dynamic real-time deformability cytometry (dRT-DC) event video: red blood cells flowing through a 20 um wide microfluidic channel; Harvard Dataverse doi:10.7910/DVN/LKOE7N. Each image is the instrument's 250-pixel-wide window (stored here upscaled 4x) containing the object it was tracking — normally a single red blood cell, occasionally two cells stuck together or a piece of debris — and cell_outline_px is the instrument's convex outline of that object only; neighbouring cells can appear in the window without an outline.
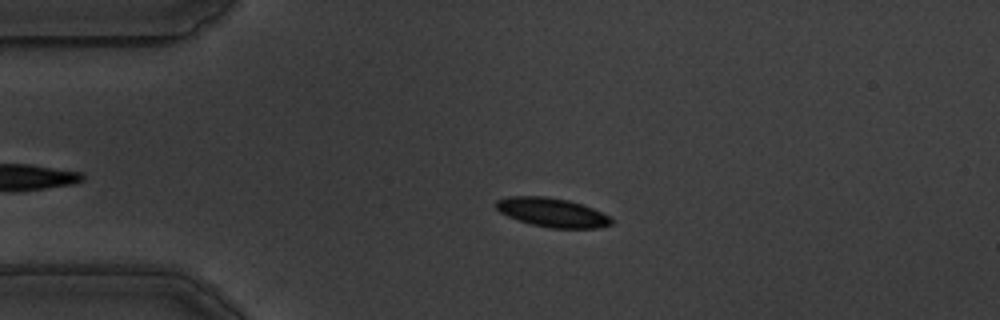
{"species": "common noctule bat (a hibernating species)", "species_latin": "Nyctalus noctula", "temperature_condition": "warm", "stored_images_in_passage": 52, "camera_frame_rate_fps": 3000, "um_per_image_px": 0.085, "animal": {"sex": "male", "body_mass_g": 19.5, "forearm_length_mm": 54.6}, "frame": {"image": 1, "passage_image": 13, "time_ms": 4.0, "image_size_px": [1000, 320], "cell_outline_px": [[612, 224], [596, 228], [552, 228], [532, 224], [516, 220], [500, 212], [496, 208], [496, 200], [508, 196], [544, 196], [568, 200], [584, 204], [608, 216], [612, 220]], "centroid_in_image_um": [46.9, 18.05], "position_along_channel_um": 38.1, "area_um2": 19.42}}
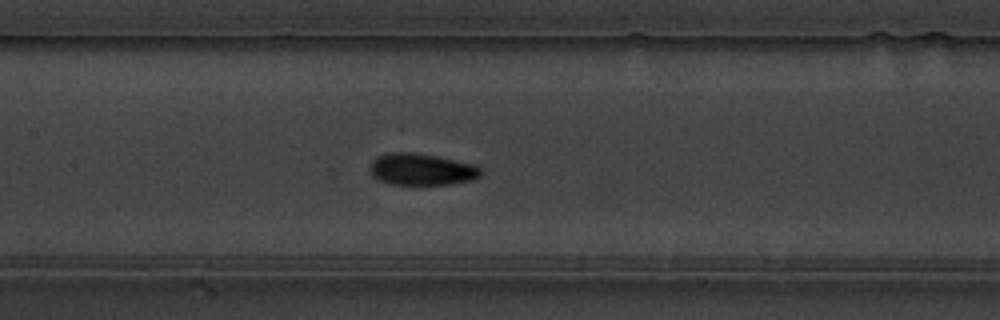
{"frame": {"image": 2, "passage_image": 27, "time_ms": 8.667, "image_size_px": [1000, 320], "cell_outline_px": [[484, 172], [480, 176], [472, 180], [452, 184], [392, 184], [376, 180], [372, 176], [372, 160], [376, 156], [388, 152], [412, 152], [436, 156], [476, 164]], "centroid_in_image_um": [35.86, 14.39], "position_along_channel_um": 171.5, "area_um2": 20.63}}
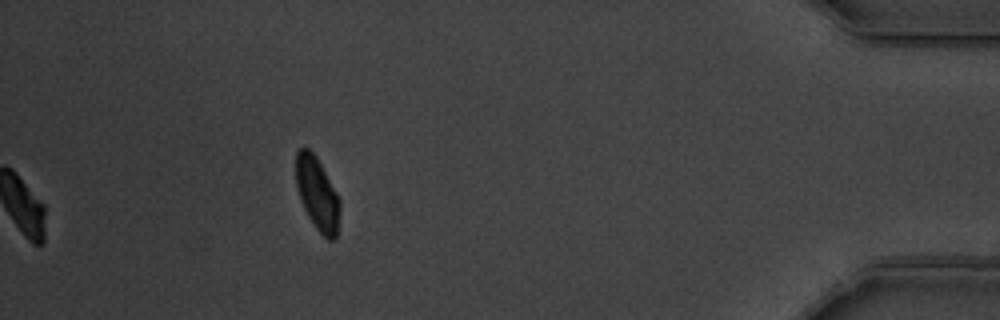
{"frame": {"image": 3, "passage_image": 52, "time_ms": 17.0, "image_size_px": [1000, 320], "cell_outline_px": [[340, 208], [336, 236], [332, 240], [328, 240], [316, 228], [308, 216], [300, 200], [296, 188], [296, 152], [300, 148], [308, 148], [316, 156], [336, 192], [340, 200]], "centroid_in_image_um": [26.95, 16.46], "position_along_channel_um": 408.2, "area_um2": 18.5}, "authors_computed_cell_mechanics": {"area_um2": 19.363, "velocity_mm_per_s": 3.5001, "shape_relaxation_time_tau1_ms": 4.0618, "shape_relaxation_time_tau2_ms": 1.5549, "deformation_change_tau1": 0.1225, "deformation_change_tau2": 0.0457}}